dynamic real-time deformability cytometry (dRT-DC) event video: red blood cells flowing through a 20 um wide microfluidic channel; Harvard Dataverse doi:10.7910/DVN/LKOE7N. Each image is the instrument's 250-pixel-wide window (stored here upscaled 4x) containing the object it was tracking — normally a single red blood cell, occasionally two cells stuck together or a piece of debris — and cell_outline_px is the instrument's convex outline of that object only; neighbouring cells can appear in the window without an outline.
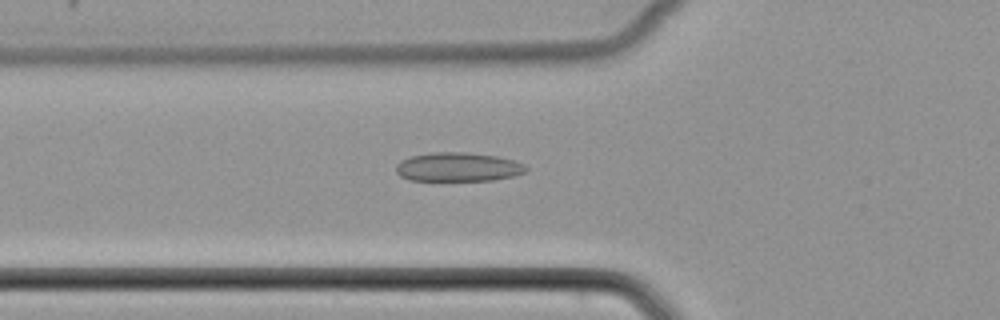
{"species": "common noctule bat (a hibernating species)", "species_latin": "Nyctalus noctula", "temperature_condition": "cold", "stored_images_in_passage": 40, "camera_frame_rate_fps": 3000, "um_per_image_px": 0.085, "animal": {"sex": "female", "body_mass_g": 22.7, "forearm_length_mm": 54.2}, "frame": {"image": 1, "passage_image": 8, "time_ms": 2.333, "image_size_px": [1000, 320], "cell_outline_px": [[528, 168], [524, 172], [512, 176], [492, 180], [408, 180], [400, 176], [396, 172], [396, 164], [400, 160], [412, 156], [432, 152], [464, 152], [496, 156], [512, 160], [524, 164]], "centroid_in_image_um": [38.89, 14.19], "position_along_channel_um": 86.9, "area_um2": 21.79}}
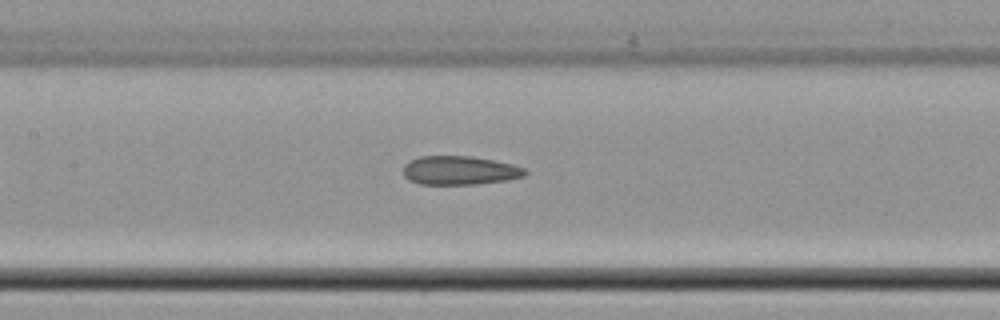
{"frame": {"image": 2, "passage_image": 14, "time_ms": 4.333, "image_size_px": [1000, 320], "cell_outline_px": [[528, 172], [524, 176], [508, 180], [476, 184], [420, 184], [408, 180], [404, 176], [404, 164], [420, 156], [472, 156], [512, 164], [524, 168]], "centroid_in_image_um": [39.07, 14.49], "position_along_channel_um": 168.3, "area_um2": 20.4}}
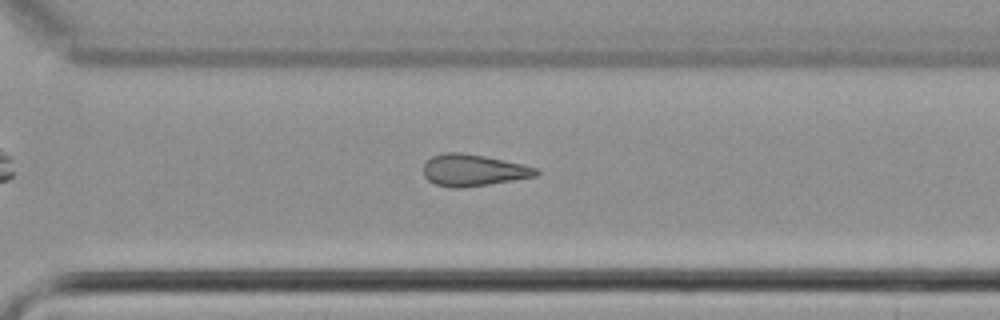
{"frame": {"image": 3, "passage_image": 26, "time_ms": 8.333, "image_size_px": [1000, 320], "cell_outline_px": [[540, 172], [536, 176], [488, 184], [460, 188], [452, 188], [436, 184], [428, 180], [424, 176], [424, 164], [432, 156], [444, 152], [460, 152], [484, 156], [524, 164], [536, 168]], "centroid_in_image_um": [40.22, 14.46], "position_along_channel_um": 330.4, "area_um2": 20.69}}